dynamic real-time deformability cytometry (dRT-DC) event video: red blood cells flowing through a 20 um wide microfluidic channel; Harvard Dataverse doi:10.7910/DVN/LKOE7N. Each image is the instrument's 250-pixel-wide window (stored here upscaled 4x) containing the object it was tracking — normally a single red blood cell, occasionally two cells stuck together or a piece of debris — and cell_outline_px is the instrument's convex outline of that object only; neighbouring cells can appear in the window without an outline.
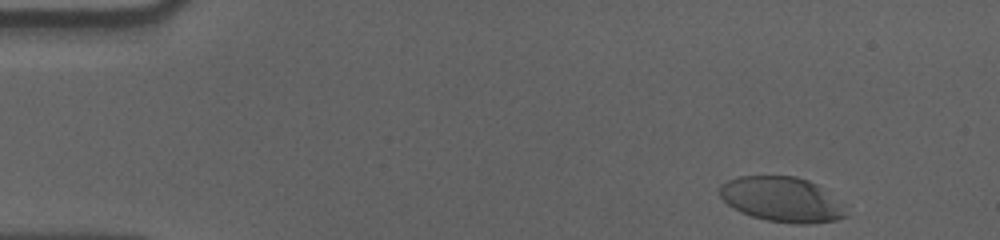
{"species": "human", "species_latin": "Homo sapiens", "temperature_condition": "cold", "stored_images_in_passage": 44, "camera_frame_rate_fps": 3000, "um_per_image_px": 0.085, "donor": {"sex": "male"}, "frame": {"image": 1, "passage_image": 2, "time_ms": 0.333, "image_size_px": [1000, 240], "cell_outline_px": [[848, 216], [836, 220], [808, 224], [792, 224], [768, 220], [752, 216], [740, 212], [732, 208], [720, 196], [720, 184], [728, 180], [740, 176], [796, 176], [808, 180], [816, 184]], "centroid_in_image_um": [66.34, 16.95], "position_along_channel_um": 18.7, "area_um2": 32.25}}
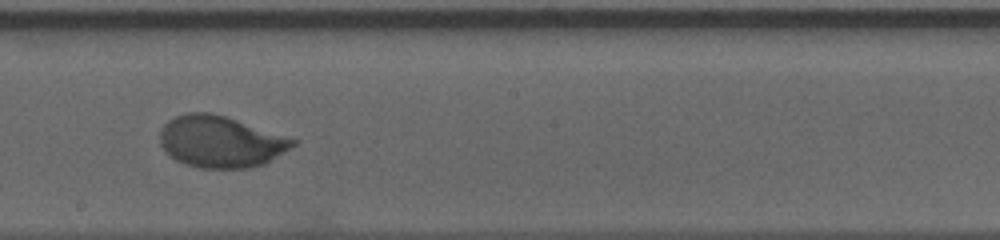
{"frame": {"image": 2, "passage_image": 29, "time_ms": 9.333, "image_size_px": [1000, 240], "cell_outline_px": [[300, 140], [292, 148], [264, 164], [248, 168], [200, 168], [184, 164], [176, 160], [164, 152], [160, 144], [160, 128], [168, 120], [184, 112], [212, 112]], "centroid_in_image_um": [18.74, 12.04], "position_along_channel_um": 229.5, "area_um2": 40.34}}
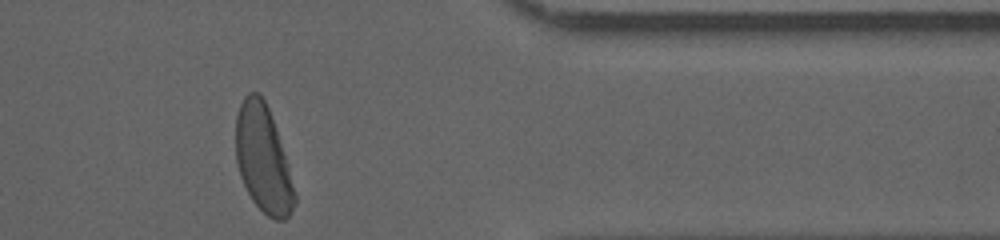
{"frame": {"image": 3, "passage_image": 44, "time_ms": 14.333, "image_size_px": [1000, 240], "cell_outline_px": [[296, 200], [288, 216], [284, 220], [276, 220], [268, 216], [252, 200], [240, 176], [236, 164], [236, 116], [240, 104], [244, 96], [248, 92], [260, 92], [268, 108], [288, 164], [296, 196]], "centroid_in_image_um": [22.35, 13.5], "position_along_channel_um": 389.1, "area_um2": 36.3}, "authors_computed_cell_mechanics": {"area_um2": 39.3618, "velocity_mm_per_s": 3.542, "shape_relaxation_time_tau1_ms": 3.2487, "shape_relaxation_time_tau2_ms": null, "deformation_change_tau1": 0.1682, "deformation_change_tau2": null}}